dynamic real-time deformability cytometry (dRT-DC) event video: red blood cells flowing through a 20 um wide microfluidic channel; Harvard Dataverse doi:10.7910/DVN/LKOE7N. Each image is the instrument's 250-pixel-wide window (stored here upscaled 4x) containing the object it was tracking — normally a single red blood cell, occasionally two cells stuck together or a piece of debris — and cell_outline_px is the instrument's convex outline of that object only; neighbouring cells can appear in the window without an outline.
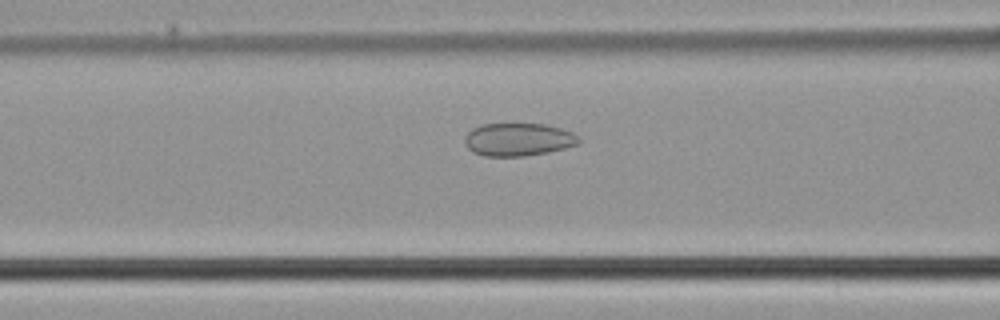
{"species": "common noctule bat (a hibernating species)", "species_latin": "Nyctalus noctula", "temperature_condition": "cold", "stored_images_in_passage": 48, "camera_frame_rate_fps": 3000, "um_per_image_px": 0.085, "animal": {"sex": "male", "body_mass_g": 21.5, "forearm_length_mm": 52.0}, "frame": {"image": 1, "passage_image": 18, "time_ms": 5.667, "image_size_px": [1000, 320], "cell_outline_px": [[580, 144], [548, 152], [524, 156], [484, 156], [472, 152], [464, 144], [464, 136], [472, 128], [480, 124], [544, 124], [560, 128], [572, 132], [580, 136]], "centroid_in_image_um": [44.04, 11.86], "position_along_channel_um": 122.6, "area_um2": 22.08}}
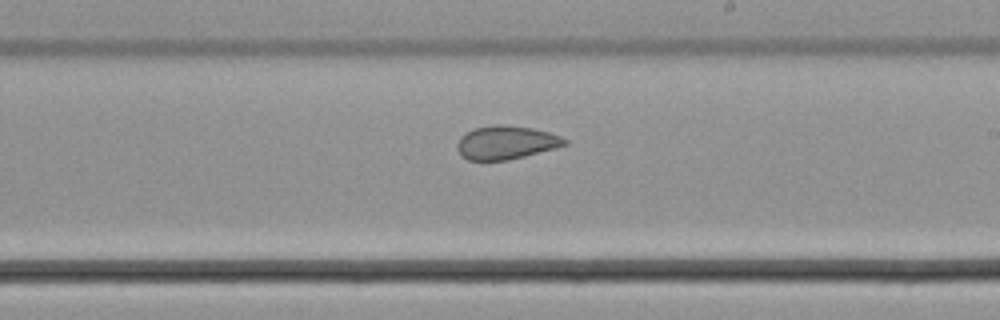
{"frame": {"image": 2, "passage_image": 27, "time_ms": 8.667, "image_size_px": [1000, 320], "cell_outline_px": [[568, 144], [556, 148], [508, 160], [468, 160], [456, 148], [456, 144], [460, 136], [472, 128], [496, 124], [500, 124], [532, 128], [548, 132], [560, 136], [568, 140]], "centroid_in_image_um": [43.01, 12.1], "position_along_channel_um": 246.0, "area_um2": 20.98}}
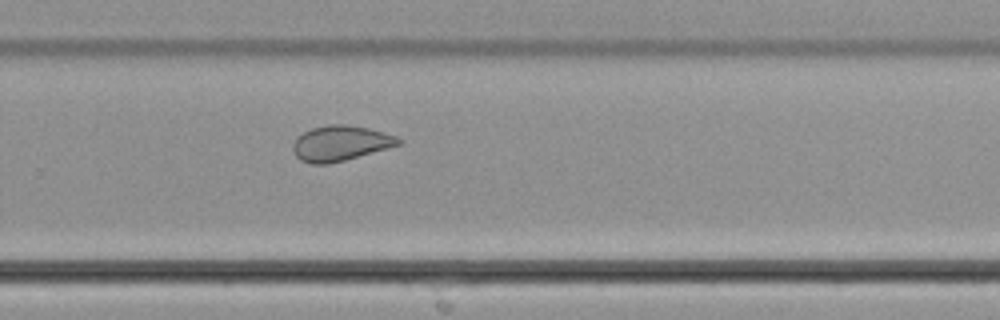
{"frame": {"image": 3, "passage_image": 31, "time_ms": 10.0, "image_size_px": [1000, 320], "cell_outline_px": [[404, 140], [400, 144], [344, 160], [328, 164], [312, 164], [300, 160], [296, 156], [292, 148], [292, 144], [304, 132], [312, 128], [328, 124], [344, 124], [368, 128], [384, 132], [396, 136]], "centroid_in_image_um": [28.93, 12.17], "position_along_channel_um": 300.9, "area_um2": 21.44}}